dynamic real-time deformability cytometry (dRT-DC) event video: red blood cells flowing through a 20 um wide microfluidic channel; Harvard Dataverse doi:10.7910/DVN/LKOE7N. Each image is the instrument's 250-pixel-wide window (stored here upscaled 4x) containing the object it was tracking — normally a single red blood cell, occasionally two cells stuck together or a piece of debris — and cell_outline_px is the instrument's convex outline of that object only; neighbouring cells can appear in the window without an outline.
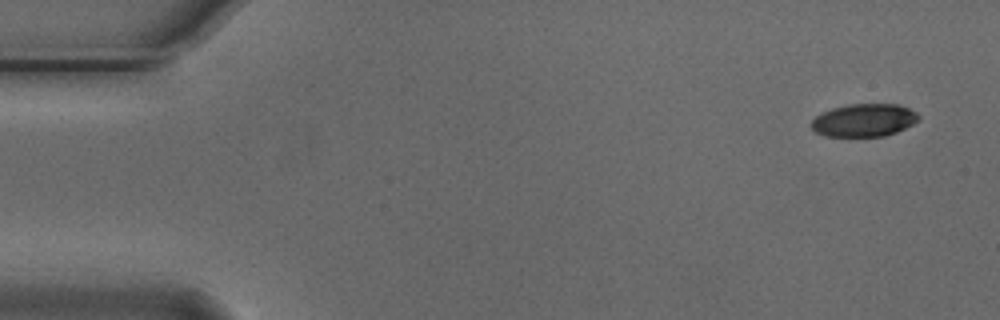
{"species": "Egyptian fruit bat (a non-hibernating species)", "species_latin": "Rousettus aegyptiacus", "temperature_condition": "cold", "stored_images_in_passage": 4, "camera_frame_rate_fps": 3000, "um_per_image_px": 0.085, "animal": {"sex": "male"}, "frame": {"image": 1, "passage_image": 1, "time_ms": 0.0, "image_size_px": [1000, 320], "cell_outline_px": [[920, 116], [912, 124], [896, 132], [884, 136], [824, 136], [816, 132], [808, 124], [820, 112], [832, 108], [848, 104], [900, 104], [916, 112]], "centroid_in_image_um": [73.39, 10.21], "position_along_channel_um": 11.6, "area_um2": 20.58}}